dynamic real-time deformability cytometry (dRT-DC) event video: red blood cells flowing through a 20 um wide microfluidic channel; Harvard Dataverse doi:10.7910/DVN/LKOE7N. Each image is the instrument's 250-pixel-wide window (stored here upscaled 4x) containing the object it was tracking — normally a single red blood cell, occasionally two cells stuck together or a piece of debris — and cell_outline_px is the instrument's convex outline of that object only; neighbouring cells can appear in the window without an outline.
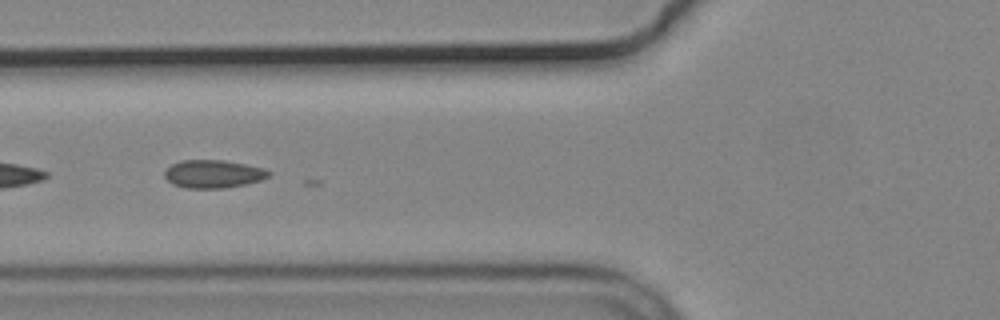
{"species": "common noctule bat (a hibernating species)", "species_latin": "Nyctalus noctula", "temperature_condition": "cold", "stored_images_in_passage": 24, "segment_of_instrument_passage": [2, 2], "camera_frame_rate_fps": 3000, "um_per_image_px": 0.085, "animal": {"sex": "male", "body_mass_g": 19.2, "forearm_length_mm": 51.8}, "frame": {"image": 1, "passage_image": 22, "time_ms": 7.0, "image_size_px": [1000, 320], "cell_outline_px": [[272, 176], [248, 184], [224, 188], [184, 188], [172, 184], [164, 176], [164, 172], [172, 164], [180, 160], [224, 160], [264, 168], [272, 172]], "centroid_in_image_um": [18.15, 14.79], "position_along_channel_um": 107.6, "area_um2": 17.17}}